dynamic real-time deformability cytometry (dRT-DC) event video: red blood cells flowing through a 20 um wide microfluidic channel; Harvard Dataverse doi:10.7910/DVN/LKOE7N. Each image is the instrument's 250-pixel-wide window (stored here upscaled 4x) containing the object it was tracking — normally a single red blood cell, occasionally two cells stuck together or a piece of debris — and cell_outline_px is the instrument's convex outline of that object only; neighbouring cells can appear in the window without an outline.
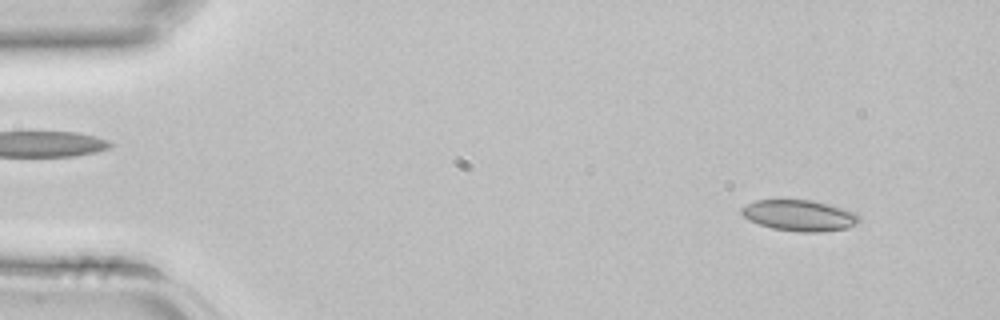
{"species": "common noctule bat (a hibernating species)", "species_latin": "Nyctalus noctula", "temperature_condition": "room temperature", "stored_images_in_passage": 2, "camera_frame_rate_fps": 3000, "um_per_image_px": 0.085, "animal": {"sex": "female", "body_mass_g": 22.7, "forearm_length_mm": 54.2}, "frame": {"image": 1, "passage_image": 1, "time_ms": 0.0, "image_size_px": [1000, 320], "cell_outline_px": [[860, 220], [856, 224], [848, 228], [820, 232], [800, 232], [772, 228], [748, 220], [740, 212], [740, 208], [756, 200], [812, 200], [828, 204], [856, 212], [860, 216]], "centroid_in_image_um": [67.97, 18.32], "position_along_channel_um": 17.0, "area_um2": 21.27}}